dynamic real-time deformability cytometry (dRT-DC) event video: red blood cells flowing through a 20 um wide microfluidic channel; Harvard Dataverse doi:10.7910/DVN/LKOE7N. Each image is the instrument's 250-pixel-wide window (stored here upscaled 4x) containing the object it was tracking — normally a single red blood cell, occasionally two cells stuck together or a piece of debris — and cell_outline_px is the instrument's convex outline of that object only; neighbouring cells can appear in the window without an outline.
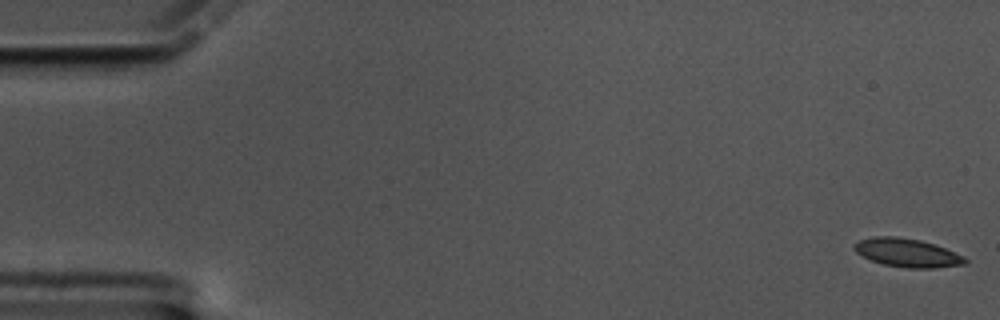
{"species": "common noctule bat (a hibernating species)", "species_latin": "Nyctalus noctula", "temperature_condition": "cold", "stored_images_in_passage": 59, "camera_frame_rate_fps": 3000, "um_per_image_px": 0.085, "animal": {"sex": "male", "body_mass_g": 17.5, "forearm_length_mm": 52.3}, "frame": {"image": 1, "passage_image": 1, "time_ms": 0.0, "image_size_px": [1000, 320], "cell_outline_px": [[968, 260], [964, 264], [936, 268], [908, 268], [884, 264], [872, 260], [856, 252], [852, 248], [860, 240], [872, 236], [896, 236], [920, 240], [936, 244], [964, 256]], "centroid_in_image_um": [77.14, 21.48], "position_along_channel_um": 7.9, "area_um2": 18.32}}
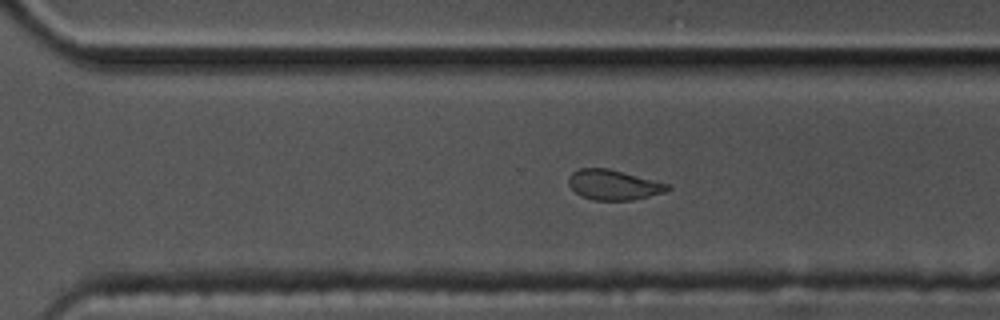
{"frame": {"image": 2, "passage_image": 41, "time_ms": 13.333, "image_size_px": [1000, 320], "cell_outline_px": [[672, 188], [664, 192], [632, 200], [592, 200], [580, 196], [568, 184], [568, 176], [572, 172], [580, 168], [608, 168], [668, 184]], "centroid_in_image_um": [52.1, 15.71], "position_along_channel_um": 318.5, "area_um2": 17.22}}
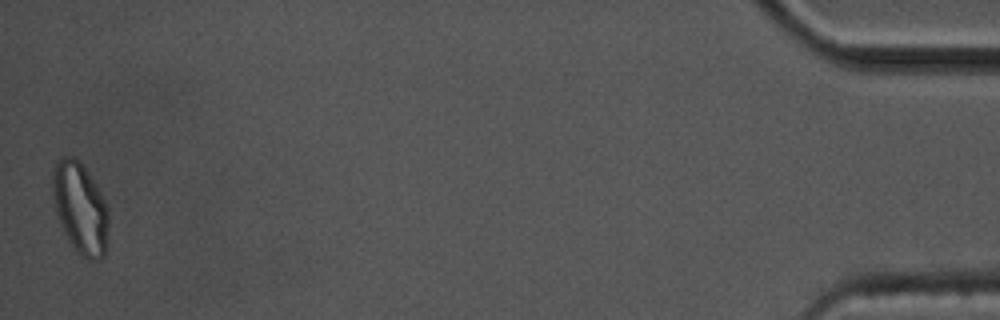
{"frame": {"image": 3, "passage_image": 59, "time_ms": 19.333, "image_size_px": [1000, 320], "cell_outline_px": [[108, 224], [104, 256], [100, 260], [88, 260], [80, 256], [64, 232], [56, 216], [52, 196], [52, 172], [56, 160], [64, 156], [72, 156], [84, 168], [92, 180], [104, 200], [108, 208]], "centroid_in_image_um": [6.79, 17.71], "position_along_channel_um": 428.4, "area_um2": 29.54}, "authors_computed_cell_mechanics": {"area_um2": 18.6694, "velocity_mm_per_s": 3.378, "shape_relaxation_time_tau1_ms": null, "shape_relaxation_time_tau2_ms": 1.941, "deformation_change_tau1": null, "deformation_change_tau2": 0.0529}}